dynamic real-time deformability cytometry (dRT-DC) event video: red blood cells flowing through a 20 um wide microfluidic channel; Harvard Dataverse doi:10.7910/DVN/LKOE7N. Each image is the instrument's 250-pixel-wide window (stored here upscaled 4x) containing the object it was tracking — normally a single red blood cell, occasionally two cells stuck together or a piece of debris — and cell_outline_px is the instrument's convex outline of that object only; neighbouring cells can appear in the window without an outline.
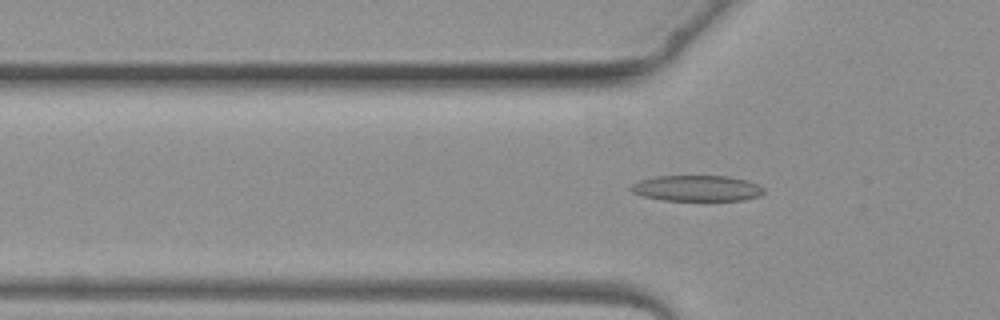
{"species": "common noctule bat (a hibernating species)", "species_latin": "Nyctalus noctula", "temperature_condition": "warm", "stored_images_in_passage": 6, "camera_frame_rate_fps": 3000, "um_per_image_px": 0.085, "animal": {"sex": "female", "body_mass_g": 19.3, "forearm_length_mm": 54.1}, "frame": {"image": 1, "passage_image": 6, "time_ms": 7.333, "image_size_px": [1000, 320], "cell_outline_px": [[764, 192], [760, 196], [744, 200], [664, 200], [644, 196], [632, 192], [628, 188], [632, 184], [640, 180], [656, 176], [728, 176], [748, 180], [760, 184], [764, 188]], "centroid_in_image_um": [59.27, 15.99], "position_along_channel_um": 66.5, "area_um2": 20.11}}